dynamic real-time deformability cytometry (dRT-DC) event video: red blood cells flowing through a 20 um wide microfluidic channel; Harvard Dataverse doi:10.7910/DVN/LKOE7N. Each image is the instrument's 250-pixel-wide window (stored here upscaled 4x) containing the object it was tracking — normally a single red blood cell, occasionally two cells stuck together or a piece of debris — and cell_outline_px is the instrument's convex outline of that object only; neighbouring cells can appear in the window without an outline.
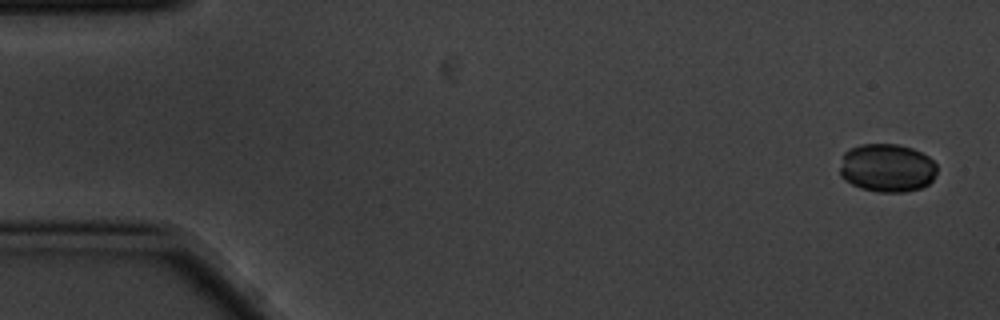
{"species": "common noctule bat (a hibernating species)", "species_latin": "Nyctalus noctula", "temperature_condition": "cold", "stored_images_in_passage": 4, "camera_frame_rate_fps": 3000, "um_per_image_px": 0.085, "animal": {"sex": "male", "body_mass_g": 20.1, "forearm_length_mm": 53.5}, "frame": {"image": 1, "passage_image": 1, "time_ms": 0.0, "image_size_px": [1000, 320], "cell_outline_px": [[936, 172], [932, 180], [928, 184], [920, 188], [904, 192], [876, 192], [860, 188], [844, 180], [840, 176], [840, 168], [844, 152], [848, 148], [860, 144], [896, 144], [912, 148], [928, 156], [936, 164]], "centroid_in_image_um": [75.37, 14.27], "position_along_channel_um": 9.6, "area_um2": 27.51}}
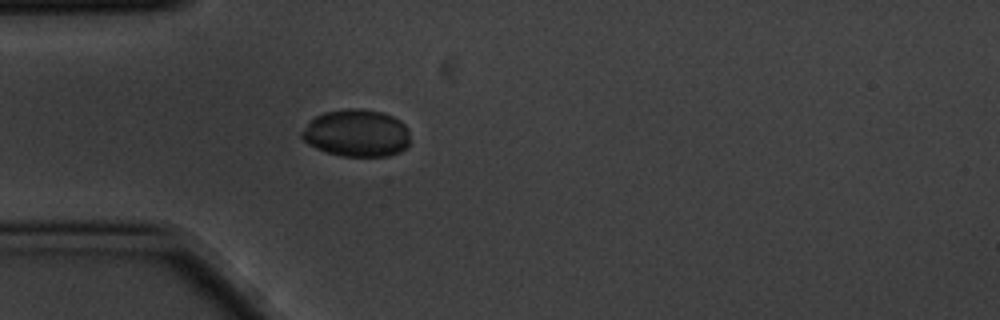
{"frame": {"image": 2, "passage_image": 4, "time_ms": 1.0, "image_size_px": [1000, 320], "cell_outline_px": [[408, 144], [400, 152], [388, 156], [340, 156], [316, 148], [308, 144], [300, 136], [300, 132], [316, 116], [324, 112], [348, 108], [364, 108], [384, 112], [400, 120], [408, 128]], "centroid_in_image_um": [30.31, 11.3], "position_along_channel_um": 54.7, "area_um2": 29.94}}